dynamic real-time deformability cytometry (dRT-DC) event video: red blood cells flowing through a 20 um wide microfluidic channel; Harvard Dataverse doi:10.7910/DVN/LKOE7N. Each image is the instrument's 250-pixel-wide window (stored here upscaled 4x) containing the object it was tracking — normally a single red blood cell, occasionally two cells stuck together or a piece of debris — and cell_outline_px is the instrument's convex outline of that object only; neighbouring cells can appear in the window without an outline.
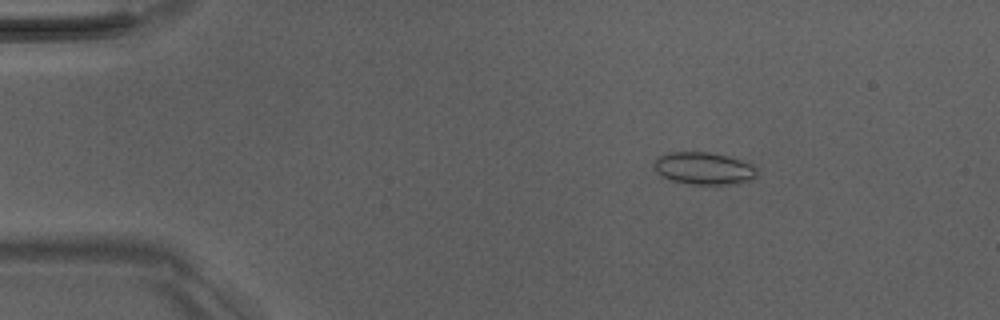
{"species": "Egyptian fruit bat (a non-hibernating species)", "species_latin": "Rousettus aegyptiacus", "temperature_condition": "room temperature", "stored_images_in_passage": 5, "camera_frame_rate_fps": 3000, "um_per_image_px": 0.085, "animal": {"sex": "male"}, "frame": {"image": 1, "passage_image": 3, "time_ms": 2.333, "image_size_px": [1000, 320], "cell_outline_px": [[756, 176], [752, 180], [740, 184], [688, 184], [668, 180], [660, 176], [656, 172], [656, 156], [664, 152], [708, 152], [728, 156], [752, 164], [756, 168]], "centroid_in_image_um": [59.81, 14.32], "position_along_channel_um": 25.2, "area_um2": 19.65}}